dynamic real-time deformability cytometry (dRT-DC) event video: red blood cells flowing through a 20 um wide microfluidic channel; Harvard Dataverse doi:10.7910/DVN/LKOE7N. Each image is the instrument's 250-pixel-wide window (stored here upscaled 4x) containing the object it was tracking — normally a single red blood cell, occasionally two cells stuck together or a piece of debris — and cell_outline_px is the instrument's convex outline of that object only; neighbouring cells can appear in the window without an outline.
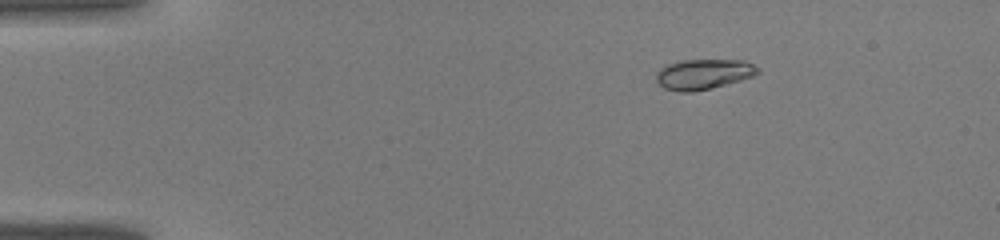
{"species": "common noctule bat (a hibernating species)", "species_latin": "Nyctalus noctula", "temperature_condition": "warm", "stored_images_in_passage": 40, "camera_frame_rate_fps": 3000, "um_per_image_px": 0.085, "animal": {"sex": "male", "body_mass_g": 19.0, "forearm_length_mm": 50.8}, "frame": {"image": 1, "passage_image": 4, "time_ms": 1.0, "image_size_px": [1000, 240], "cell_outline_px": [[760, 72], [752, 76], [740, 80], [712, 88], [692, 92], [680, 92], [664, 88], [656, 80], [656, 72], [660, 68], [668, 64], [680, 60], [744, 60], [760, 68]], "centroid_in_image_um": [59.79, 6.3], "position_along_channel_um": 25.2, "area_um2": 17.92}}
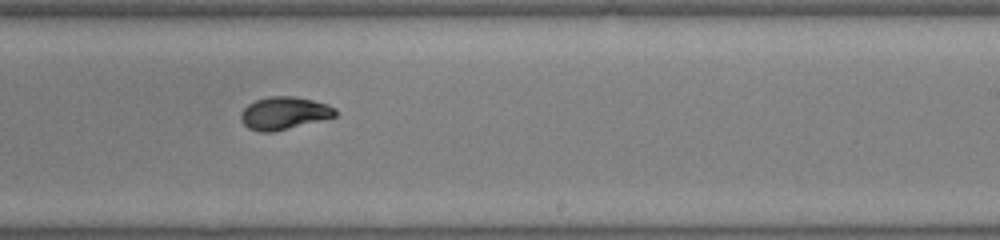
{"frame": {"image": 2, "passage_image": 24, "time_ms": 7.667, "image_size_px": [1000, 240], "cell_outline_px": [[336, 116], [272, 132], [260, 132], [248, 128], [240, 120], [240, 112], [248, 104], [256, 100], [268, 96], [292, 96], [312, 100], [328, 104], [336, 108]], "centroid_in_image_um": [24.11, 9.61], "position_along_channel_um": 264.9, "area_um2": 17.86}}
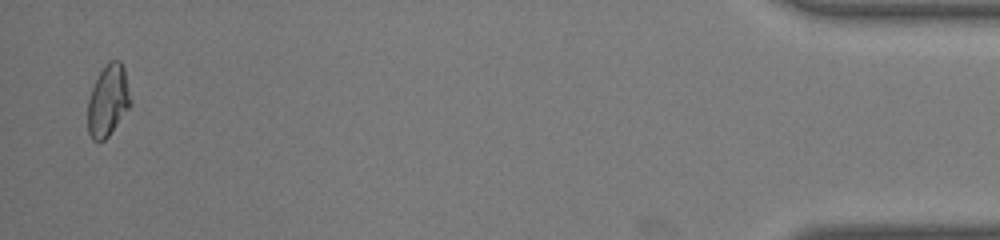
{"frame": {"image": 3, "passage_image": 39, "time_ms": 12.667, "image_size_px": [1000, 240], "cell_outline_px": [[132, 104], [108, 136], [104, 140], [92, 140], [88, 132], [88, 100], [92, 88], [104, 64], [108, 60], [120, 60], [124, 68], [132, 100]], "centroid_in_image_um": [9.2, 8.52], "position_along_channel_um": 426.0, "area_um2": 17.86}}